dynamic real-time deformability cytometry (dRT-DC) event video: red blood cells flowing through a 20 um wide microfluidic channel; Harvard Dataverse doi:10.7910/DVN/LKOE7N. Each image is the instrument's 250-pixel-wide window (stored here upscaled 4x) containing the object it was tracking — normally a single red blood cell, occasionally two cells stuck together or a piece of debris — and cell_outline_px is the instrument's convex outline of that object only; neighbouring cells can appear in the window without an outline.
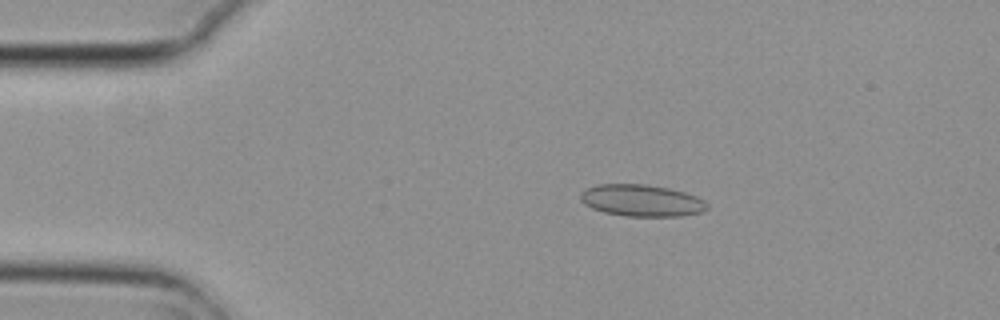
{"species": "common noctule bat (a hibernating species)", "species_latin": "Nyctalus noctula", "temperature_condition": "cold", "stored_images_in_passage": 7, "camera_frame_rate_fps": 3000, "um_per_image_px": 0.085, "animal": {"sex": "female", "body_mass_g": 29.2, "forearm_length_mm": 56.3}, "frame": {"image": 1, "passage_image": 3, "time_ms": 0.667, "image_size_px": [1000, 320], "cell_outline_px": [[708, 208], [700, 212], [680, 216], [624, 216], [604, 212], [592, 208], [584, 204], [580, 200], [580, 192], [596, 184], [644, 184], [668, 188], [684, 192], [696, 196], [704, 200], [708, 204]], "centroid_in_image_um": [54.51, 17.04], "position_along_channel_um": 30.5, "area_um2": 23.47}}
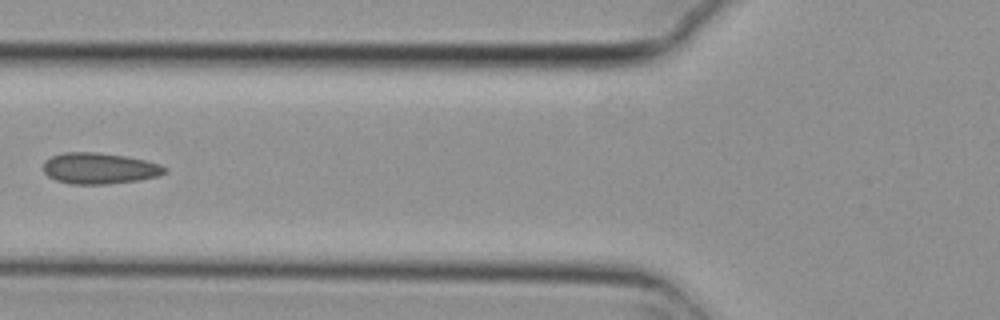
{"frame": {"image": 2, "passage_image": 6, "time_ms": 1.667, "image_size_px": [1000, 320], "cell_outline_px": [[168, 172], [160, 176], [140, 180], [108, 184], [68, 184], [56, 180], [48, 176], [40, 168], [44, 160], [52, 156], [64, 152], [96, 152], [124, 156], [144, 160], [160, 164], [168, 168]], "centroid_in_image_um": [8.44, 14.32], "position_along_channel_um": 117.4, "area_um2": 22.37}}
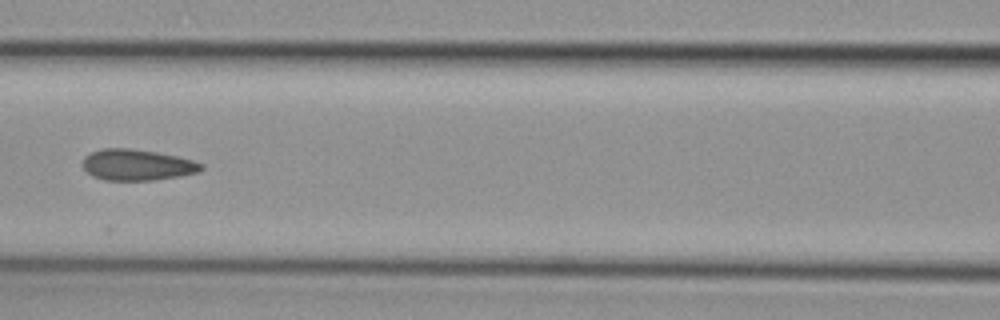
{"frame": {"image": 3, "passage_image": 7, "time_ms": 2.0, "image_size_px": [1000, 320], "cell_outline_px": [[204, 168], [200, 172], [180, 176], [152, 180], [104, 180], [92, 176], [84, 168], [84, 156], [100, 148], [128, 148], [156, 152], [176, 156], [192, 160], [204, 164]], "centroid_in_image_um": [11.68, 14.01], "position_along_channel_um": 154.9, "area_um2": 21.44}}